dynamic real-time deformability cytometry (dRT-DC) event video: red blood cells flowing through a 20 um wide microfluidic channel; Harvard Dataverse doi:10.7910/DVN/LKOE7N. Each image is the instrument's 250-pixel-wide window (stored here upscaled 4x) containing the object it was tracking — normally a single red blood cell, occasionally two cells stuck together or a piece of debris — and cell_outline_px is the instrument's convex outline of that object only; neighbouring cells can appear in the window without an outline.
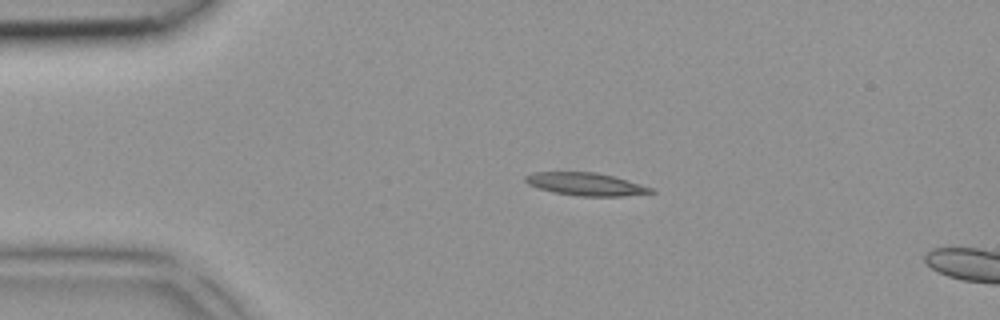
{"species": "common noctule bat (a hibernating species)", "species_latin": "Nyctalus noctula", "temperature_condition": "room temperature", "stored_images_in_passage": 5, "camera_frame_rate_fps": 3000, "um_per_image_px": 0.085, "animal": {"sex": "female", "body_mass_g": 18.4}, "frame": {"image": 1, "passage_image": 1, "time_ms": 0.0, "image_size_px": [1000, 320], "cell_outline_px": [[656, 192], [624, 196], [576, 196], [552, 192], [528, 184], [524, 180], [524, 176], [532, 172], [596, 172], [612, 176], [640, 184], [652, 188]], "centroid_in_image_um": [49.75, 15.65], "position_along_channel_um": 35.2, "area_um2": 16.59}}